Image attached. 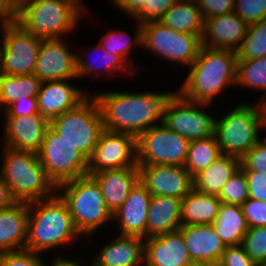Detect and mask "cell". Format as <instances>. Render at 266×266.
I'll return each instance as SVG.
<instances>
[{
  "label": "cell",
  "mask_w": 266,
  "mask_h": 266,
  "mask_svg": "<svg viewBox=\"0 0 266 266\" xmlns=\"http://www.w3.org/2000/svg\"><path fill=\"white\" fill-rule=\"evenodd\" d=\"M176 92L99 91L93 96L100 106L105 130L129 133L137 138L163 122L168 102Z\"/></svg>",
  "instance_id": "6da1fadb"
},
{
  "label": "cell",
  "mask_w": 266,
  "mask_h": 266,
  "mask_svg": "<svg viewBox=\"0 0 266 266\" xmlns=\"http://www.w3.org/2000/svg\"><path fill=\"white\" fill-rule=\"evenodd\" d=\"M188 70L177 92L190 101L212 104L222 91L236 86L237 54L202 45Z\"/></svg>",
  "instance_id": "7a4b0ae2"
},
{
  "label": "cell",
  "mask_w": 266,
  "mask_h": 266,
  "mask_svg": "<svg viewBox=\"0 0 266 266\" xmlns=\"http://www.w3.org/2000/svg\"><path fill=\"white\" fill-rule=\"evenodd\" d=\"M29 218L25 249L43 254L59 246L74 244L81 235L76 230L68 206L58 193L28 203Z\"/></svg>",
  "instance_id": "3957f363"
},
{
  "label": "cell",
  "mask_w": 266,
  "mask_h": 266,
  "mask_svg": "<svg viewBox=\"0 0 266 266\" xmlns=\"http://www.w3.org/2000/svg\"><path fill=\"white\" fill-rule=\"evenodd\" d=\"M88 8L82 0H17V23L41 39H60L78 28Z\"/></svg>",
  "instance_id": "277c9868"
},
{
  "label": "cell",
  "mask_w": 266,
  "mask_h": 266,
  "mask_svg": "<svg viewBox=\"0 0 266 266\" xmlns=\"http://www.w3.org/2000/svg\"><path fill=\"white\" fill-rule=\"evenodd\" d=\"M2 147L0 174L14 201L30 203L57 193L36 153Z\"/></svg>",
  "instance_id": "5b68a950"
},
{
  "label": "cell",
  "mask_w": 266,
  "mask_h": 266,
  "mask_svg": "<svg viewBox=\"0 0 266 266\" xmlns=\"http://www.w3.org/2000/svg\"><path fill=\"white\" fill-rule=\"evenodd\" d=\"M57 193L67 204L73 224L81 236H92L101 226L103 228L104 224L113 221L101 188L92 175L80 176L59 185Z\"/></svg>",
  "instance_id": "8992f818"
},
{
  "label": "cell",
  "mask_w": 266,
  "mask_h": 266,
  "mask_svg": "<svg viewBox=\"0 0 266 266\" xmlns=\"http://www.w3.org/2000/svg\"><path fill=\"white\" fill-rule=\"evenodd\" d=\"M49 126L88 160L105 130L98 101L90 94L75 108L51 120Z\"/></svg>",
  "instance_id": "52a82bcc"
},
{
  "label": "cell",
  "mask_w": 266,
  "mask_h": 266,
  "mask_svg": "<svg viewBox=\"0 0 266 266\" xmlns=\"http://www.w3.org/2000/svg\"><path fill=\"white\" fill-rule=\"evenodd\" d=\"M259 114L255 104L239 103L221 119L215 118L217 142L222 154L242 158L260 140Z\"/></svg>",
  "instance_id": "ba28073f"
},
{
  "label": "cell",
  "mask_w": 266,
  "mask_h": 266,
  "mask_svg": "<svg viewBox=\"0 0 266 266\" xmlns=\"http://www.w3.org/2000/svg\"><path fill=\"white\" fill-rule=\"evenodd\" d=\"M202 36L177 32L160 21H150L142 24V49L166 62L189 68L202 47Z\"/></svg>",
  "instance_id": "9c48e42d"
},
{
  "label": "cell",
  "mask_w": 266,
  "mask_h": 266,
  "mask_svg": "<svg viewBox=\"0 0 266 266\" xmlns=\"http://www.w3.org/2000/svg\"><path fill=\"white\" fill-rule=\"evenodd\" d=\"M37 155L56 187L88 174V159L50 126Z\"/></svg>",
  "instance_id": "30bf717a"
},
{
  "label": "cell",
  "mask_w": 266,
  "mask_h": 266,
  "mask_svg": "<svg viewBox=\"0 0 266 266\" xmlns=\"http://www.w3.org/2000/svg\"><path fill=\"white\" fill-rule=\"evenodd\" d=\"M190 141L163 123L152 126L136 138L137 166H184Z\"/></svg>",
  "instance_id": "8fae6325"
},
{
  "label": "cell",
  "mask_w": 266,
  "mask_h": 266,
  "mask_svg": "<svg viewBox=\"0 0 266 266\" xmlns=\"http://www.w3.org/2000/svg\"><path fill=\"white\" fill-rule=\"evenodd\" d=\"M2 29L0 60L5 75L33 74L43 39L14 22Z\"/></svg>",
  "instance_id": "7c38bea8"
},
{
  "label": "cell",
  "mask_w": 266,
  "mask_h": 266,
  "mask_svg": "<svg viewBox=\"0 0 266 266\" xmlns=\"http://www.w3.org/2000/svg\"><path fill=\"white\" fill-rule=\"evenodd\" d=\"M209 105L190 101L176 92L168 102L162 123L189 141L213 136L215 118L202 110Z\"/></svg>",
  "instance_id": "4fadbf2b"
},
{
  "label": "cell",
  "mask_w": 266,
  "mask_h": 266,
  "mask_svg": "<svg viewBox=\"0 0 266 266\" xmlns=\"http://www.w3.org/2000/svg\"><path fill=\"white\" fill-rule=\"evenodd\" d=\"M137 165L136 137L104 130L88 160V174Z\"/></svg>",
  "instance_id": "5bb4252c"
},
{
  "label": "cell",
  "mask_w": 266,
  "mask_h": 266,
  "mask_svg": "<svg viewBox=\"0 0 266 266\" xmlns=\"http://www.w3.org/2000/svg\"><path fill=\"white\" fill-rule=\"evenodd\" d=\"M69 47L66 38L43 39L33 74L42 82L77 80L76 52Z\"/></svg>",
  "instance_id": "9a60e30c"
},
{
  "label": "cell",
  "mask_w": 266,
  "mask_h": 266,
  "mask_svg": "<svg viewBox=\"0 0 266 266\" xmlns=\"http://www.w3.org/2000/svg\"><path fill=\"white\" fill-rule=\"evenodd\" d=\"M139 168V181L152 196L184 198L193 188L192 175L185 166L143 165Z\"/></svg>",
  "instance_id": "2e32d148"
},
{
  "label": "cell",
  "mask_w": 266,
  "mask_h": 266,
  "mask_svg": "<svg viewBox=\"0 0 266 266\" xmlns=\"http://www.w3.org/2000/svg\"><path fill=\"white\" fill-rule=\"evenodd\" d=\"M49 121L41 114L4 117L3 145L15 150L38 153Z\"/></svg>",
  "instance_id": "e0dca14e"
},
{
  "label": "cell",
  "mask_w": 266,
  "mask_h": 266,
  "mask_svg": "<svg viewBox=\"0 0 266 266\" xmlns=\"http://www.w3.org/2000/svg\"><path fill=\"white\" fill-rule=\"evenodd\" d=\"M152 195L138 181L121 207L112 214L119 223V235L137 236L147 239V219Z\"/></svg>",
  "instance_id": "ac0fdd59"
},
{
  "label": "cell",
  "mask_w": 266,
  "mask_h": 266,
  "mask_svg": "<svg viewBox=\"0 0 266 266\" xmlns=\"http://www.w3.org/2000/svg\"><path fill=\"white\" fill-rule=\"evenodd\" d=\"M71 79L43 81L37 95L39 114L49 122L64 112L75 108L89 94L70 84Z\"/></svg>",
  "instance_id": "d6986e66"
},
{
  "label": "cell",
  "mask_w": 266,
  "mask_h": 266,
  "mask_svg": "<svg viewBox=\"0 0 266 266\" xmlns=\"http://www.w3.org/2000/svg\"><path fill=\"white\" fill-rule=\"evenodd\" d=\"M183 235L190 258L194 265H218L226 245L217 235L212 224L182 225Z\"/></svg>",
  "instance_id": "ffe728a7"
},
{
  "label": "cell",
  "mask_w": 266,
  "mask_h": 266,
  "mask_svg": "<svg viewBox=\"0 0 266 266\" xmlns=\"http://www.w3.org/2000/svg\"><path fill=\"white\" fill-rule=\"evenodd\" d=\"M178 230L145 239L144 266H193Z\"/></svg>",
  "instance_id": "44dd1931"
},
{
  "label": "cell",
  "mask_w": 266,
  "mask_h": 266,
  "mask_svg": "<svg viewBox=\"0 0 266 266\" xmlns=\"http://www.w3.org/2000/svg\"><path fill=\"white\" fill-rule=\"evenodd\" d=\"M248 24L234 12L205 20L202 45L237 51L246 35Z\"/></svg>",
  "instance_id": "7402d4cb"
},
{
  "label": "cell",
  "mask_w": 266,
  "mask_h": 266,
  "mask_svg": "<svg viewBox=\"0 0 266 266\" xmlns=\"http://www.w3.org/2000/svg\"><path fill=\"white\" fill-rule=\"evenodd\" d=\"M98 182L107 209L114 214L139 181V168L125 167L91 174Z\"/></svg>",
  "instance_id": "603a6c76"
},
{
  "label": "cell",
  "mask_w": 266,
  "mask_h": 266,
  "mask_svg": "<svg viewBox=\"0 0 266 266\" xmlns=\"http://www.w3.org/2000/svg\"><path fill=\"white\" fill-rule=\"evenodd\" d=\"M145 239L117 235L96 254L97 266H144Z\"/></svg>",
  "instance_id": "cb8c5ba5"
},
{
  "label": "cell",
  "mask_w": 266,
  "mask_h": 266,
  "mask_svg": "<svg viewBox=\"0 0 266 266\" xmlns=\"http://www.w3.org/2000/svg\"><path fill=\"white\" fill-rule=\"evenodd\" d=\"M28 218L26 202L15 201L0 209V253L25 249Z\"/></svg>",
  "instance_id": "d4e9b609"
},
{
  "label": "cell",
  "mask_w": 266,
  "mask_h": 266,
  "mask_svg": "<svg viewBox=\"0 0 266 266\" xmlns=\"http://www.w3.org/2000/svg\"><path fill=\"white\" fill-rule=\"evenodd\" d=\"M182 199L152 196L147 219V238L178 231L181 222Z\"/></svg>",
  "instance_id": "484cf974"
},
{
  "label": "cell",
  "mask_w": 266,
  "mask_h": 266,
  "mask_svg": "<svg viewBox=\"0 0 266 266\" xmlns=\"http://www.w3.org/2000/svg\"><path fill=\"white\" fill-rule=\"evenodd\" d=\"M240 165V158L222 154L193 178L194 189L219 196L223 185L240 169Z\"/></svg>",
  "instance_id": "4316f807"
},
{
  "label": "cell",
  "mask_w": 266,
  "mask_h": 266,
  "mask_svg": "<svg viewBox=\"0 0 266 266\" xmlns=\"http://www.w3.org/2000/svg\"><path fill=\"white\" fill-rule=\"evenodd\" d=\"M222 202L216 195L200 193L194 188L182 198V225L212 224Z\"/></svg>",
  "instance_id": "83f0119b"
},
{
  "label": "cell",
  "mask_w": 266,
  "mask_h": 266,
  "mask_svg": "<svg viewBox=\"0 0 266 266\" xmlns=\"http://www.w3.org/2000/svg\"><path fill=\"white\" fill-rule=\"evenodd\" d=\"M159 21L177 32L204 33L205 20L196 0H178Z\"/></svg>",
  "instance_id": "f1b7e54d"
},
{
  "label": "cell",
  "mask_w": 266,
  "mask_h": 266,
  "mask_svg": "<svg viewBox=\"0 0 266 266\" xmlns=\"http://www.w3.org/2000/svg\"><path fill=\"white\" fill-rule=\"evenodd\" d=\"M212 225L226 247L241 245L249 228L241 206L223 202Z\"/></svg>",
  "instance_id": "f546056e"
},
{
  "label": "cell",
  "mask_w": 266,
  "mask_h": 266,
  "mask_svg": "<svg viewBox=\"0 0 266 266\" xmlns=\"http://www.w3.org/2000/svg\"><path fill=\"white\" fill-rule=\"evenodd\" d=\"M96 45H97L95 46L96 55H98L97 53L103 54L99 58L101 59L100 60L101 63H99L100 65L96 61L95 63L93 61H89L88 60L89 57L87 59V55H85L83 58L82 55L80 57V54L76 52V69H77L78 78L88 77L89 75L90 76H94L97 74L99 75L102 73L103 75L105 74L110 75L113 72L115 73L116 71L119 72V70H120V73L123 71L125 74L127 75L129 74L131 76L135 74L137 66H135L134 64L128 63L121 56H116V55L111 54L110 52H107L99 44H96Z\"/></svg>",
  "instance_id": "4dcf8cb0"
},
{
  "label": "cell",
  "mask_w": 266,
  "mask_h": 266,
  "mask_svg": "<svg viewBox=\"0 0 266 266\" xmlns=\"http://www.w3.org/2000/svg\"><path fill=\"white\" fill-rule=\"evenodd\" d=\"M41 85L42 81L34 74H4L0 83V110L5 111L13 102L19 100L22 95L37 97Z\"/></svg>",
  "instance_id": "1f68e13d"
},
{
  "label": "cell",
  "mask_w": 266,
  "mask_h": 266,
  "mask_svg": "<svg viewBox=\"0 0 266 266\" xmlns=\"http://www.w3.org/2000/svg\"><path fill=\"white\" fill-rule=\"evenodd\" d=\"M222 155L215 134L213 136L190 141L185 169L194 178Z\"/></svg>",
  "instance_id": "d6a6232c"
},
{
  "label": "cell",
  "mask_w": 266,
  "mask_h": 266,
  "mask_svg": "<svg viewBox=\"0 0 266 266\" xmlns=\"http://www.w3.org/2000/svg\"><path fill=\"white\" fill-rule=\"evenodd\" d=\"M135 22H137V28L133 39L130 34L125 31L111 29L101 37L98 44L107 52L116 56H121L128 63L130 62V64H132L129 57L131 58L132 52H136L134 49L137 45L140 46V48L142 47V24L138 21Z\"/></svg>",
  "instance_id": "836d02e7"
},
{
  "label": "cell",
  "mask_w": 266,
  "mask_h": 266,
  "mask_svg": "<svg viewBox=\"0 0 266 266\" xmlns=\"http://www.w3.org/2000/svg\"><path fill=\"white\" fill-rule=\"evenodd\" d=\"M263 91L266 96V55L260 58L237 60L236 86Z\"/></svg>",
  "instance_id": "e575fe53"
},
{
  "label": "cell",
  "mask_w": 266,
  "mask_h": 266,
  "mask_svg": "<svg viewBox=\"0 0 266 266\" xmlns=\"http://www.w3.org/2000/svg\"><path fill=\"white\" fill-rule=\"evenodd\" d=\"M236 54L237 60L255 59L266 55V18L248 25Z\"/></svg>",
  "instance_id": "d590c367"
},
{
  "label": "cell",
  "mask_w": 266,
  "mask_h": 266,
  "mask_svg": "<svg viewBox=\"0 0 266 266\" xmlns=\"http://www.w3.org/2000/svg\"><path fill=\"white\" fill-rule=\"evenodd\" d=\"M218 197L223 203L239 206L249 198L247 179L241 169L223 185Z\"/></svg>",
  "instance_id": "8d00e7d4"
},
{
  "label": "cell",
  "mask_w": 266,
  "mask_h": 266,
  "mask_svg": "<svg viewBox=\"0 0 266 266\" xmlns=\"http://www.w3.org/2000/svg\"><path fill=\"white\" fill-rule=\"evenodd\" d=\"M245 252L258 265L266 263V227H249L242 244Z\"/></svg>",
  "instance_id": "74e56055"
},
{
  "label": "cell",
  "mask_w": 266,
  "mask_h": 266,
  "mask_svg": "<svg viewBox=\"0 0 266 266\" xmlns=\"http://www.w3.org/2000/svg\"><path fill=\"white\" fill-rule=\"evenodd\" d=\"M234 13L248 25L266 18V0H235Z\"/></svg>",
  "instance_id": "f35d334b"
},
{
  "label": "cell",
  "mask_w": 266,
  "mask_h": 266,
  "mask_svg": "<svg viewBox=\"0 0 266 266\" xmlns=\"http://www.w3.org/2000/svg\"><path fill=\"white\" fill-rule=\"evenodd\" d=\"M40 253L23 249L0 253V266H47Z\"/></svg>",
  "instance_id": "ab89813d"
},
{
  "label": "cell",
  "mask_w": 266,
  "mask_h": 266,
  "mask_svg": "<svg viewBox=\"0 0 266 266\" xmlns=\"http://www.w3.org/2000/svg\"><path fill=\"white\" fill-rule=\"evenodd\" d=\"M178 0H147L143 8L132 18L140 24L159 21L165 12Z\"/></svg>",
  "instance_id": "60d3db41"
},
{
  "label": "cell",
  "mask_w": 266,
  "mask_h": 266,
  "mask_svg": "<svg viewBox=\"0 0 266 266\" xmlns=\"http://www.w3.org/2000/svg\"><path fill=\"white\" fill-rule=\"evenodd\" d=\"M241 170H254L266 174V137L241 158Z\"/></svg>",
  "instance_id": "b9f144b4"
},
{
  "label": "cell",
  "mask_w": 266,
  "mask_h": 266,
  "mask_svg": "<svg viewBox=\"0 0 266 266\" xmlns=\"http://www.w3.org/2000/svg\"><path fill=\"white\" fill-rule=\"evenodd\" d=\"M249 227H266V202L248 198L241 205Z\"/></svg>",
  "instance_id": "7bdbcfd3"
},
{
  "label": "cell",
  "mask_w": 266,
  "mask_h": 266,
  "mask_svg": "<svg viewBox=\"0 0 266 266\" xmlns=\"http://www.w3.org/2000/svg\"><path fill=\"white\" fill-rule=\"evenodd\" d=\"M204 20L234 12L235 0H196Z\"/></svg>",
  "instance_id": "ee69618b"
},
{
  "label": "cell",
  "mask_w": 266,
  "mask_h": 266,
  "mask_svg": "<svg viewBox=\"0 0 266 266\" xmlns=\"http://www.w3.org/2000/svg\"><path fill=\"white\" fill-rule=\"evenodd\" d=\"M218 266H258L245 252L242 245L227 246Z\"/></svg>",
  "instance_id": "f6af8a7d"
},
{
  "label": "cell",
  "mask_w": 266,
  "mask_h": 266,
  "mask_svg": "<svg viewBox=\"0 0 266 266\" xmlns=\"http://www.w3.org/2000/svg\"><path fill=\"white\" fill-rule=\"evenodd\" d=\"M4 112L5 117L31 116L38 114L37 97L22 95L19 100L13 102Z\"/></svg>",
  "instance_id": "bcb514c9"
},
{
  "label": "cell",
  "mask_w": 266,
  "mask_h": 266,
  "mask_svg": "<svg viewBox=\"0 0 266 266\" xmlns=\"http://www.w3.org/2000/svg\"><path fill=\"white\" fill-rule=\"evenodd\" d=\"M249 188V198L266 202V174L254 170H242Z\"/></svg>",
  "instance_id": "7dc6e473"
},
{
  "label": "cell",
  "mask_w": 266,
  "mask_h": 266,
  "mask_svg": "<svg viewBox=\"0 0 266 266\" xmlns=\"http://www.w3.org/2000/svg\"><path fill=\"white\" fill-rule=\"evenodd\" d=\"M17 21V0H0V28Z\"/></svg>",
  "instance_id": "c3c4849f"
},
{
  "label": "cell",
  "mask_w": 266,
  "mask_h": 266,
  "mask_svg": "<svg viewBox=\"0 0 266 266\" xmlns=\"http://www.w3.org/2000/svg\"><path fill=\"white\" fill-rule=\"evenodd\" d=\"M114 7L121 9L126 16L133 18L144 6L147 0H110Z\"/></svg>",
  "instance_id": "681fc988"
},
{
  "label": "cell",
  "mask_w": 266,
  "mask_h": 266,
  "mask_svg": "<svg viewBox=\"0 0 266 266\" xmlns=\"http://www.w3.org/2000/svg\"><path fill=\"white\" fill-rule=\"evenodd\" d=\"M13 202L15 201L0 174V209L10 206Z\"/></svg>",
  "instance_id": "f907efd6"
},
{
  "label": "cell",
  "mask_w": 266,
  "mask_h": 266,
  "mask_svg": "<svg viewBox=\"0 0 266 266\" xmlns=\"http://www.w3.org/2000/svg\"><path fill=\"white\" fill-rule=\"evenodd\" d=\"M255 105L259 114L260 131L266 130V96L257 99Z\"/></svg>",
  "instance_id": "816d5d0a"
},
{
  "label": "cell",
  "mask_w": 266,
  "mask_h": 266,
  "mask_svg": "<svg viewBox=\"0 0 266 266\" xmlns=\"http://www.w3.org/2000/svg\"><path fill=\"white\" fill-rule=\"evenodd\" d=\"M78 258L76 259H72V258H68L67 256L63 257V255H56L55 256V259L52 263H50L48 266H81V261L79 262L77 260ZM84 266V265H82Z\"/></svg>",
  "instance_id": "f5cc1de1"
},
{
  "label": "cell",
  "mask_w": 266,
  "mask_h": 266,
  "mask_svg": "<svg viewBox=\"0 0 266 266\" xmlns=\"http://www.w3.org/2000/svg\"><path fill=\"white\" fill-rule=\"evenodd\" d=\"M4 76V73H3V69H2V63H1V60H0V83H1V80Z\"/></svg>",
  "instance_id": "db71d44e"
},
{
  "label": "cell",
  "mask_w": 266,
  "mask_h": 266,
  "mask_svg": "<svg viewBox=\"0 0 266 266\" xmlns=\"http://www.w3.org/2000/svg\"><path fill=\"white\" fill-rule=\"evenodd\" d=\"M89 266H97L93 261L90 263V264H88Z\"/></svg>",
  "instance_id": "11a10c76"
},
{
  "label": "cell",
  "mask_w": 266,
  "mask_h": 266,
  "mask_svg": "<svg viewBox=\"0 0 266 266\" xmlns=\"http://www.w3.org/2000/svg\"><path fill=\"white\" fill-rule=\"evenodd\" d=\"M193 266H218V265H193Z\"/></svg>",
  "instance_id": "9f6ffc18"
}]
</instances>
